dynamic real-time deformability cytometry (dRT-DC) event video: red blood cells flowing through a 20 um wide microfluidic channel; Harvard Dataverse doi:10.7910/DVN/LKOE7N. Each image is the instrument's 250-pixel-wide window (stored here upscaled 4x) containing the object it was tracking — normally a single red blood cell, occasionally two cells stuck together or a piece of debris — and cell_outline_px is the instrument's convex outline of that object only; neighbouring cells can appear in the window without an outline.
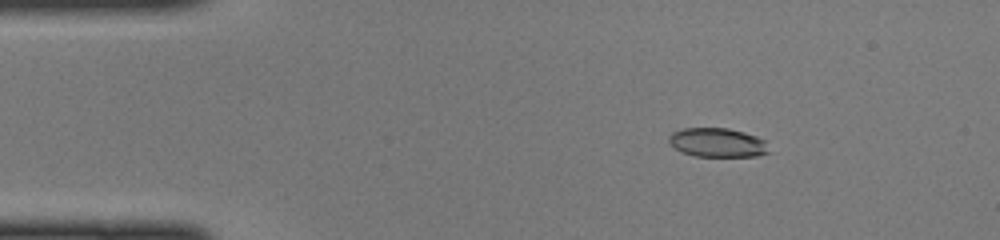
{"species": "common noctule bat (a hibernating species)", "species_latin": "Nyctalus noctula", "temperature_condition": "cold", "stored_images_in_passage": 47, "camera_frame_rate_fps": 3000, "um_per_image_px": 0.085, "animal": {"sex": "female", "body_mass_g": 22.0, "forearm_length_mm": 56.7}, "frame": {"image": 1, "passage_image": 7, "time_ms": 2.0, "image_size_px": [1000, 240], "cell_outline_px": [[768, 152], [756, 156], [696, 156], [684, 152], [668, 144], [668, 136], [672, 132], [684, 128], [728, 128], [744, 132], [756, 136], [764, 140]], "centroid_in_image_um": [60.94, 12.11], "position_along_channel_um": 24.1, "area_um2": 16.76}}
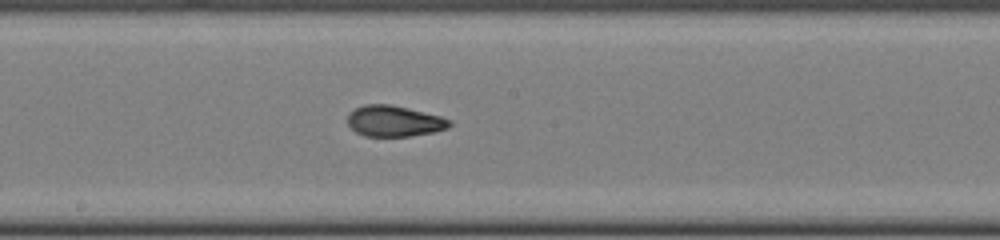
{"frame": {"image": 2, "passage_image": 25, "time_ms": 8.0, "image_size_px": [1000, 240], "cell_outline_px": [[452, 124], [448, 128], [432, 132], [408, 136], [364, 136], [356, 132], [348, 124], [348, 112], [364, 104], [392, 104], [440, 116], [452, 120]], "centroid_in_image_um": [33.5, 10.28], "position_along_channel_um": 214.7, "area_um2": 18.38}}
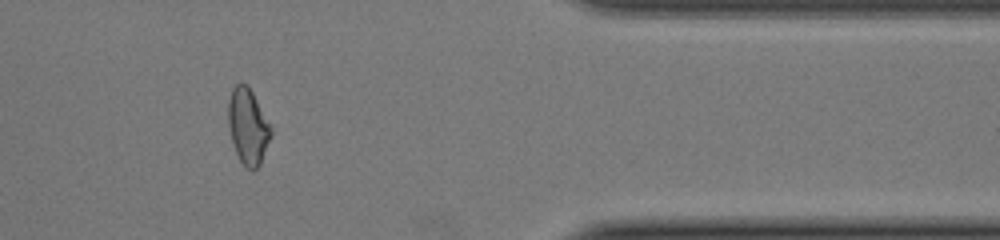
{"frame": {"image": 3, "passage_image": 39, "time_ms": 12.667, "image_size_px": [1000, 240], "cell_outline_px": [[272, 136], [260, 164], [252, 172], [240, 160], [236, 152], [232, 140], [228, 124], [228, 100], [232, 88], [236, 84], [244, 84], [252, 92], [272, 124]], "centroid_in_image_um": [21.1, 10.75], "position_along_channel_um": 390.3, "area_um2": 18.9}}